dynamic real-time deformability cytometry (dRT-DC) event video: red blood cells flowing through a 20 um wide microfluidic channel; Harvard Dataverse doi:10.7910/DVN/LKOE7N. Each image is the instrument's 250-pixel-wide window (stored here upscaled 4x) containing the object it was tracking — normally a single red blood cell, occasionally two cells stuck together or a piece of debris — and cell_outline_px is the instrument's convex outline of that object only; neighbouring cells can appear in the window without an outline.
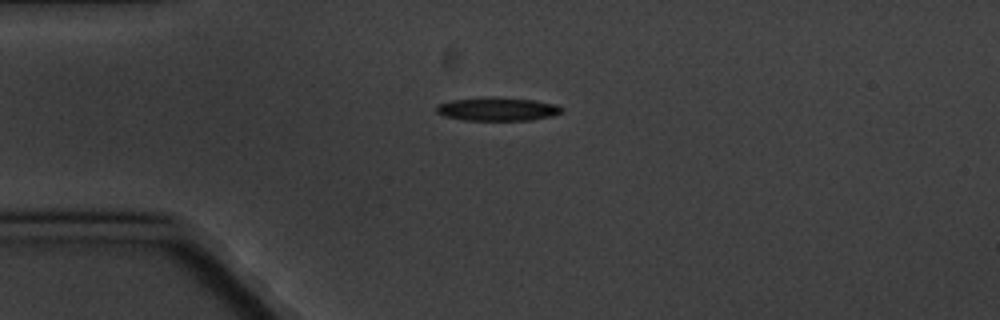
{"species": "common noctule bat (a hibernating species)", "species_latin": "Nyctalus noctula", "temperature_condition": "cold", "stored_images_in_passage": 4, "camera_frame_rate_fps": 3000, "um_per_image_px": 0.085, "animal": {"sex": "male", "body_mass_g": 20.1, "forearm_length_mm": 53.5}, "frame": {"image": 1, "passage_image": 3, "time_ms": 2.333, "image_size_px": [1000, 320], "cell_outline_px": [[564, 112], [552, 116], [532, 120], [464, 120], [444, 116], [436, 112], [436, 108], [440, 104], [452, 100], [488, 96], [536, 100], [556, 104], [564, 108]], "centroid_in_image_um": [42.34, 9.27], "position_along_channel_um": 42.7, "area_um2": 17.28}}